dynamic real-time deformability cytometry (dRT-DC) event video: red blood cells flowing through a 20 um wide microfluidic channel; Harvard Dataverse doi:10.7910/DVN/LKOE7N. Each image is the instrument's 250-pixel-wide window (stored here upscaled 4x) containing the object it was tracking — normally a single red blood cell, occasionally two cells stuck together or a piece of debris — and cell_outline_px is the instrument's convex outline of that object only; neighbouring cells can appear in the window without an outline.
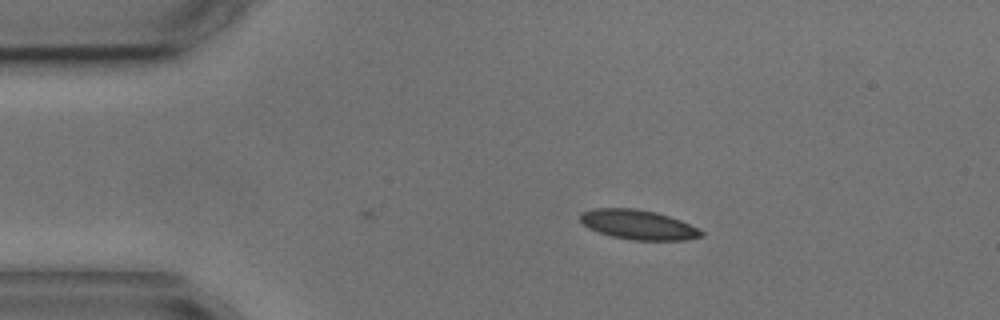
{"species": "common noctule bat (a hibernating species)", "species_latin": "Nyctalus noctula", "temperature_condition": "cold", "stored_images_in_passage": 3, "camera_frame_rate_fps": 3000, "um_per_image_px": 0.085, "animal": {"sex": "male", "body_mass_g": 17.9, "forearm_length_mm": 54.2}, "frame": {"image": 1, "passage_image": 3, "time_ms": 2.667, "image_size_px": [1000, 320], "cell_outline_px": [[704, 236], [684, 240], [632, 240], [612, 236], [588, 228], [580, 220], [580, 212], [592, 208], [636, 208], [656, 212], [680, 220], [704, 232]], "centroid_in_image_um": [54.22, 19.09], "position_along_channel_um": 30.8, "area_um2": 20.81}}